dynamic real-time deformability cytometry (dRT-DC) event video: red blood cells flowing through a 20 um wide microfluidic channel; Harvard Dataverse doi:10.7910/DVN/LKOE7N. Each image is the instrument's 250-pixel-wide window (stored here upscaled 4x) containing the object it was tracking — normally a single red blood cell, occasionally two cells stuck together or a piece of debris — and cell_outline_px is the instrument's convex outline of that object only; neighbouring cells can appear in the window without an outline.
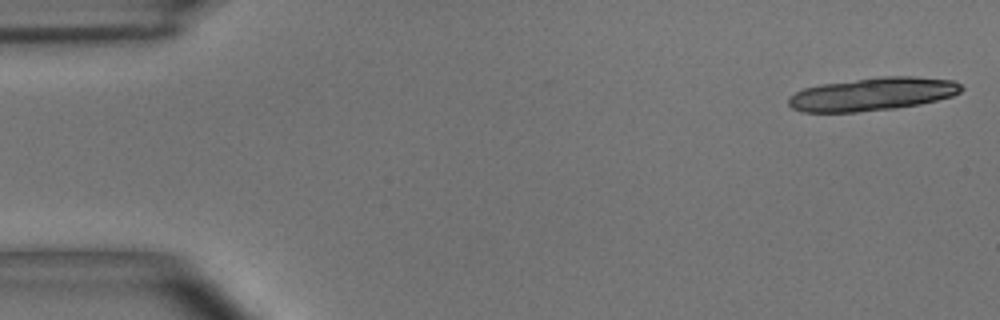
{"species": "common noctule bat (a hibernating species)", "species_latin": "Nyctalus noctula", "temperature_condition": "room temperature", "stored_images_in_passage": 20, "camera_frame_rate_fps": 3000, "um_per_image_px": 0.085, "animal": {"sex": "male", "body_mass_g": 15.6}, "frame": {"image": 1, "passage_image": 1, "time_ms": 0.0, "image_size_px": [1000, 320], "cell_outline_px": [[964, 88], [960, 92], [952, 96], [920, 104], [896, 108], [856, 112], [804, 112], [792, 108], [788, 104], [788, 96], [804, 88], [820, 84], [880, 76], [912, 76], [952, 80], [960, 84]], "centroid_in_image_um": [74.15, 7.99], "position_along_channel_um": 10.9, "area_um2": 33.41}}